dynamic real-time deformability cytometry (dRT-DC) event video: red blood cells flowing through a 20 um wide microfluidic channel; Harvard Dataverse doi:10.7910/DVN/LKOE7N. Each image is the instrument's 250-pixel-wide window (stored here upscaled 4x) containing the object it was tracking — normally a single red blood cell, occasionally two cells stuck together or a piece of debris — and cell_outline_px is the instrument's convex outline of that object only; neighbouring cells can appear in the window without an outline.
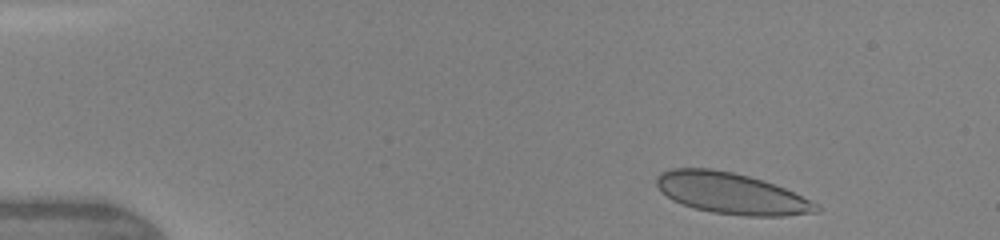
{"species": "human", "species_latin": "Homo sapiens", "temperature_condition": "warm", "stored_images_in_passage": 9, "camera_frame_rate_fps": 3000, "um_per_image_px": 0.085, "donor": {"sex": "female"}, "frame": {"image": 1, "passage_image": 1, "time_ms": 0.0, "image_size_px": [1000, 240], "cell_outline_px": [[820, 212], [784, 216], [748, 216], [712, 212], [696, 208], [672, 200], [660, 192], [656, 184], [656, 176], [660, 172], [672, 168], [712, 168], [732, 172], [764, 180], [784, 188], [820, 204]], "centroid_in_image_um": [62.16, 16.43], "position_along_channel_um": 22.8, "area_um2": 38.44}}
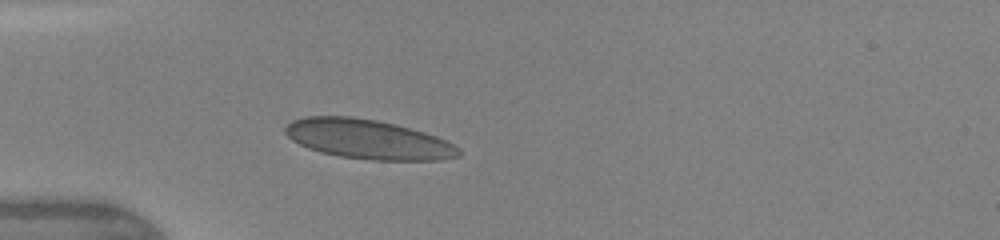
{"frame": {"image": 2, "passage_image": 4, "time_ms": 2.667, "image_size_px": [1000, 240], "cell_outline_px": [[460, 156], [444, 160], [368, 160], [340, 156], [320, 152], [308, 148], [292, 140], [284, 132], [284, 128], [292, 120], [304, 116], [352, 116], [376, 120], [396, 124], [424, 132], [436, 136], [460, 148]], "centroid_in_image_um": [31.27, 11.84], "position_along_channel_um": 53.7, "area_um2": 40.0}}